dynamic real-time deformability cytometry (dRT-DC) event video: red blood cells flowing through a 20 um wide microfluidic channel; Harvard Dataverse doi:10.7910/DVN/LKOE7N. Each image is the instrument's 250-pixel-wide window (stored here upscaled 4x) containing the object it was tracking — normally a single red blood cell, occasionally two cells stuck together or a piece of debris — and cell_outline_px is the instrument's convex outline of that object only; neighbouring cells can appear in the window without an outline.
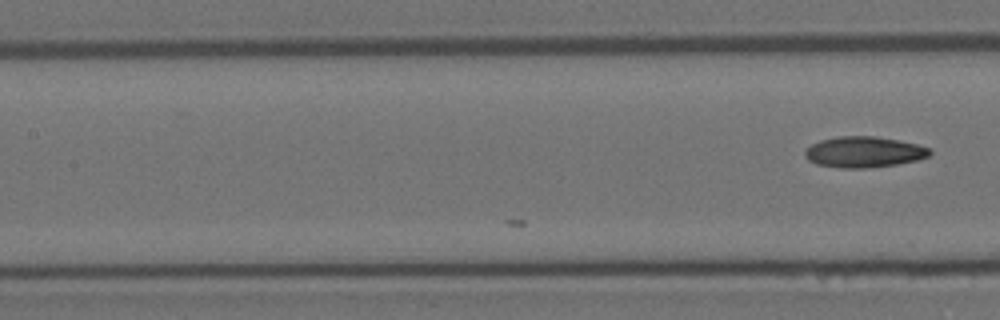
{"species": "Egyptian fruit bat (a non-hibernating species)", "species_latin": "Rousettus aegyptiacus", "temperature_condition": "room temperature", "stored_images_in_passage": 8, "camera_frame_rate_fps": 3000, "um_per_image_px": 0.085, "animal": {"sex": "female"}, "frame": {"image": 1, "passage_image": 8, "time_ms": 2.333, "image_size_px": [1000, 320], "cell_outline_px": [[932, 152], [928, 156], [916, 160], [896, 164], [868, 168], [844, 168], [816, 164], [808, 160], [804, 156], [804, 152], [812, 144], [820, 140], [836, 136], [876, 136], [916, 144], [932, 148]], "centroid_in_image_um": [73.42, 12.92], "position_along_channel_um": 134.0, "area_um2": 22.43}}